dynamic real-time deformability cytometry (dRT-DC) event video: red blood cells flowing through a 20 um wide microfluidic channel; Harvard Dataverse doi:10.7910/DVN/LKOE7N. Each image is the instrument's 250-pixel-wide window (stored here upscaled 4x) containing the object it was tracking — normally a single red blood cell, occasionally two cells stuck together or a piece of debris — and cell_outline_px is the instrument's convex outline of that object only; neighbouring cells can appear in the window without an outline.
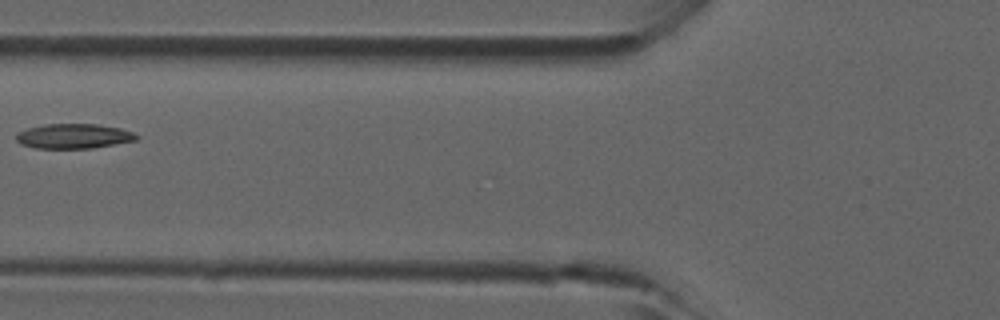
{"species": "common noctule bat (a hibernating species)", "species_latin": "Nyctalus noctula", "temperature_condition": "room temperature", "stored_images_in_passage": 2, "camera_frame_rate_fps": 3000, "um_per_image_px": 0.085, "animal": {"sex": "male", "forearm_length_mm": 52.5}, "frame": {"image": 1, "passage_image": 2, "time_ms": 0.333, "image_size_px": [1000, 320], "cell_outline_px": [[140, 136], [136, 140], [92, 148], [36, 148], [20, 144], [16, 140], [16, 132], [28, 128], [44, 124], [96, 124], [120, 128], [132, 132]], "centroid_in_image_um": [6.23, 11.57], "position_along_channel_um": 119.6, "area_um2": 17.34}}